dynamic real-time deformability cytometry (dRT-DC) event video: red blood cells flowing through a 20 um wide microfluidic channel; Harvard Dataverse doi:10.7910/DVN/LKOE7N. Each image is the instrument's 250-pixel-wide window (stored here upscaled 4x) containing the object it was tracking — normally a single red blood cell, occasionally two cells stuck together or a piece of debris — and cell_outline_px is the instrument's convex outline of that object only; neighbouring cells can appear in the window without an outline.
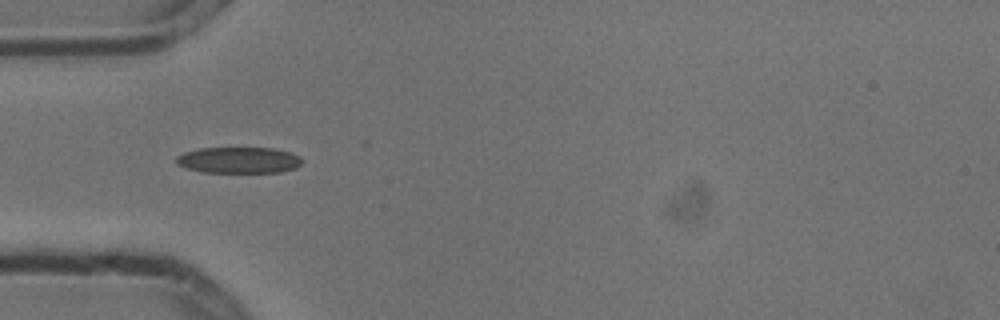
{"species": "common noctule bat (a hibernating species)", "species_latin": "Nyctalus noctula", "temperature_condition": "cold", "stored_images_in_passage": 9, "camera_frame_rate_fps": 3000, "um_per_image_px": 0.085, "animal": {"sex": "male", "body_mass_g": 13.3}, "frame": {"image": 1, "passage_image": 4, "time_ms": 1.0, "image_size_px": [1000, 320], "cell_outline_px": [[304, 160], [296, 168], [280, 172], [204, 172], [188, 168], [176, 164], [176, 156], [184, 152], [200, 148], [272, 148], [288, 152], [300, 156]], "centroid_in_image_um": [20.3, 13.61], "position_along_channel_um": 64.7, "area_um2": 19.13}}
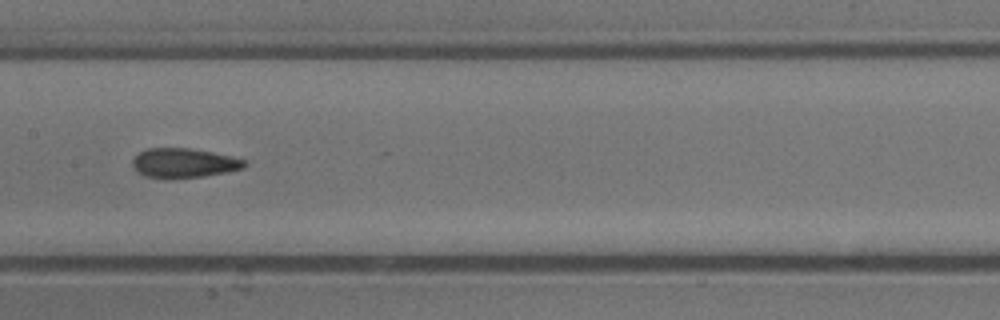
{"frame": {"image": 2, "passage_image": 7, "time_ms": 2.0, "image_size_px": [1000, 320], "cell_outline_px": [[244, 168], [204, 176], [164, 180], [148, 176], [140, 172], [132, 164], [132, 160], [140, 152], [148, 148], [188, 148], [228, 156], [244, 160]], "centroid_in_image_um": [15.57, 13.87], "position_along_channel_um": 191.8, "area_um2": 18.84}}
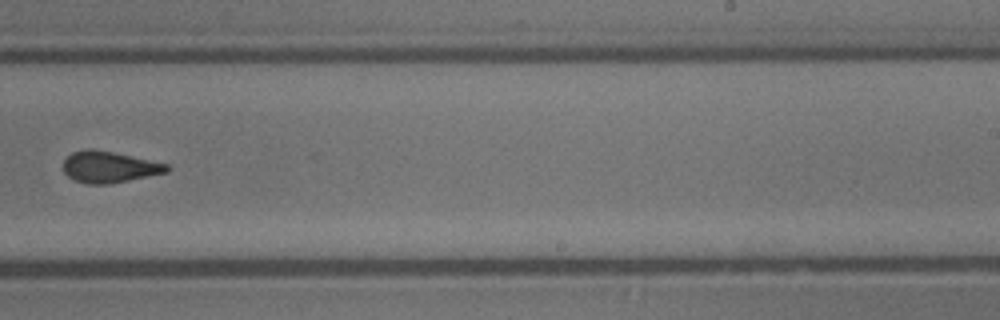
{"frame": {"image": 3, "passage_image": 9, "time_ms": 2.667, "image_size_px": [1000, 320], "cell_outline_px": [[168, 172], [108, 184], [88, 184], [76, 180], [68, 176], [64, 172], [64, 160], [72, 152], [84, 148], [92, 148], [112, 152], [168, 164]], "centroid_in_image_um": [9.25, 14.18], "position_along_channel_um": 279.8, "area_um2": 18.67}}